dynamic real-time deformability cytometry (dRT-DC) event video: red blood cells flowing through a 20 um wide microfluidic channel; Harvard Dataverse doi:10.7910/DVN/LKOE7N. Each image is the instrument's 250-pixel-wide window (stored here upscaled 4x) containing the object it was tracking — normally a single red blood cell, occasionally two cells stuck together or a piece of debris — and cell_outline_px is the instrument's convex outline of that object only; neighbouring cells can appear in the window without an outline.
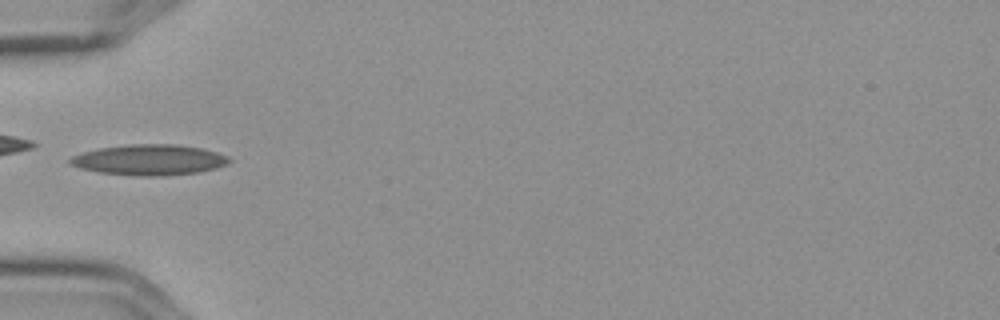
{"species": "Egyptian fruit bat (a non-hibernating species)", "species_latin": "Rousettus aegyptiacus", "temperature_condition": "cold", "stored_images_in_passage": 2, "camera_frame_rate_fps": 3000, "um_per_image_px": 0.085, "frame": {"image": 1, "passage_image": 2, "time_ms": 0.333, "image_size_px": [1000, 320], "cell_outline_px": [[232, 160], [228, 164], [216, 168], [196, 172], [160, 176], [140, 176], [96, 172], [80, 168], [68, 164], [68, 160], [72, 156], [84, 152], [100, 148], [128, 144], [176, 144], [204, 148], [228, 156]], "centroid_in_image_um": [12.69, 13.58], "position_along_channel_um": 72.3, "area_um2": 28.5}}